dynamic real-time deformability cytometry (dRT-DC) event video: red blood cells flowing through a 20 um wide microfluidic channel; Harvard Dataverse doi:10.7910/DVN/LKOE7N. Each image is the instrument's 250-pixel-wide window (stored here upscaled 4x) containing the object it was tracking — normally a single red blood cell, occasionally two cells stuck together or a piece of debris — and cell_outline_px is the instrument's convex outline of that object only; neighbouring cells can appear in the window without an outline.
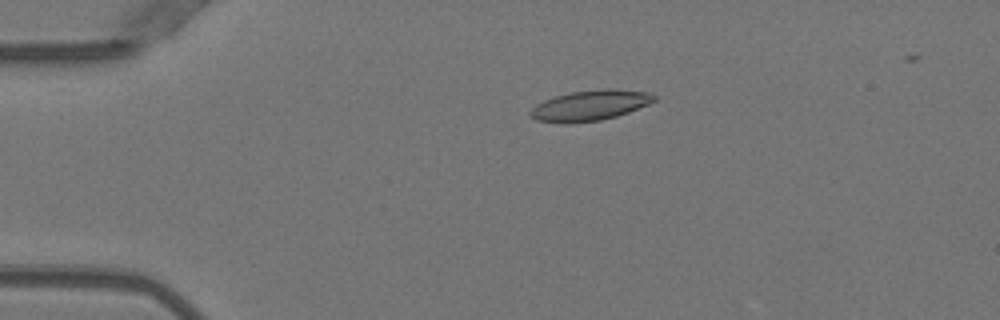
{"species": "Egyptian fruit bat (a non-hibernating species)", "species_latin": "Rousettus aegyptiacus", "temperature_condition": "warm", "stored_images_in_passage": 50, "camera_frame_rate_fps": 3000, "um_per_image_px": 0.085, "animal": {"sex": "female"}, "frame": {"image": 1, "passage_image": 11, "time_ms": 3.333, "image_size_px": [1000, 320], "cell_outline_px": [[656, 100], [648, 104], [628, 112], [616, 116], [600, 120], [568, 124], [564, 124], [536, 120], [528, 116], [528, 112], [536, 104], [544, 100], [556, 96], [572, 92], [608, 88], [648, 92], [656, 96]], "centroid_in_image_um": [50.11, 8.97], "position_along_channel_um": 34.9, "area_um2": 21.96}}
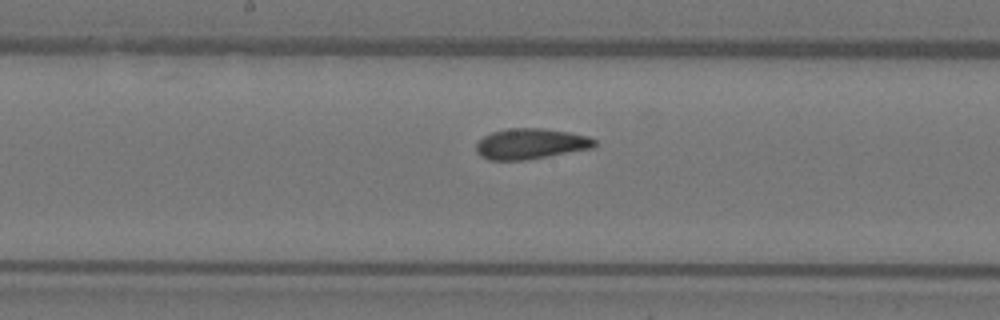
{"frame": {"image": 2, "passage_image": 27, "time_ms": 8.667, "image_size_px": [1000, 320], "cell_outline_px": [[596, 144], [592, 148], [548, 156], [524, 160], [488, 160], [480, 156], [476, 152], [476, 144], [484, 136], [492, 132], [508, 128], [544, 128], [568, 132], [588, 136], [596, 140]], "centroid_in_image_um": [45.09, 12.22], "position_along_channel_um": 203.1, "area_um2": 21.1}}
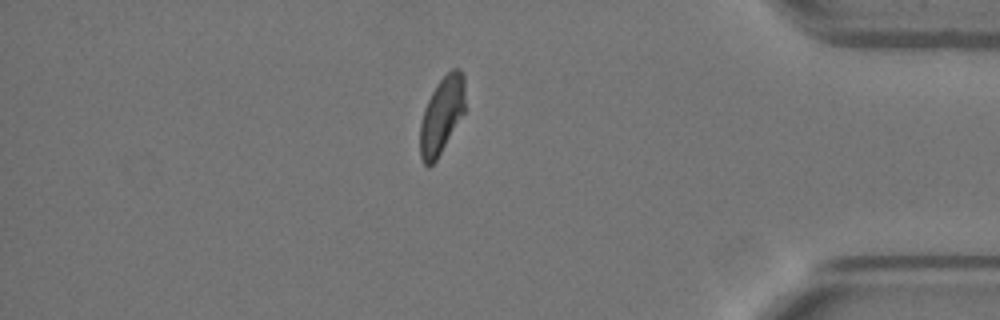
{"frame": {"image": 3, "passage_image": 44, "time_ms": 14.333, "image_size_px": [1000, 320], "cell_outline_px": [[464, 112], [436, 160], [428, 168], [424, 164], [420, 156], [420, 124], [424, 108], [436, 84], [452, 68], [460, 68], [464, 76]], "centroid_in_image_um": [37.53, 9.79], "position_along_channel_um": 397.7, "area_um2": 19.94}}